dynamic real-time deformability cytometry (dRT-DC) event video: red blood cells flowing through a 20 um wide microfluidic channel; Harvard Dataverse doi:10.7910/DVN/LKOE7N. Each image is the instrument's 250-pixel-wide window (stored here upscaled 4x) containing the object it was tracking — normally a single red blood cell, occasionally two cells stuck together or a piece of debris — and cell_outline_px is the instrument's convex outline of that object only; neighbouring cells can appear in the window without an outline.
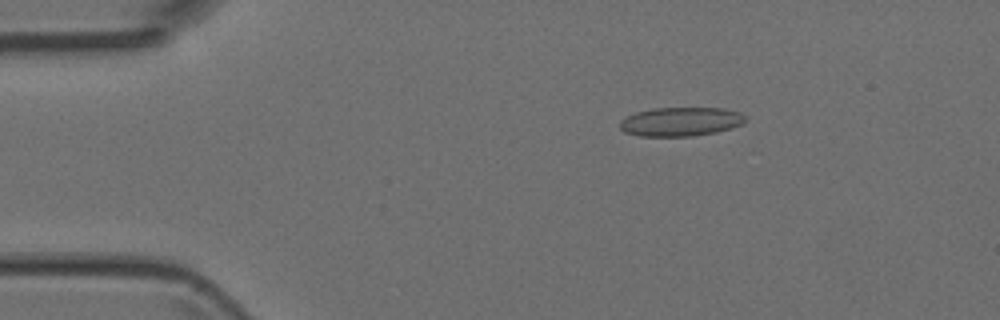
{"species": "Egyptian fruit bat (a non-hibernating species)", "species_latin": "Rousettus aegyptiacus", "temperature_condition": "room temperature", "stored_images_in_passage": 4, "camera_frame_rate_fps": 3000, "um_per_image_px": 0.085, "animal": {"sex": "female"}, "frame": {"image": 1, "passage_image": 4, "time_ms": 3.667, "image_size_px": [1000, 320], "cell_outline_px": [[748, 120], [744, 124], [732, 128], [716, 132], [692, 136], [640, 136], [624, 132], [620, 128], [620, 120], [636, 112], [652, 108], [724, 108], [740, 112]], "centroid_in_image_um": [57.89, 10.34], "position_along_channel_um": 27.1, "area_um2": 21.33}}